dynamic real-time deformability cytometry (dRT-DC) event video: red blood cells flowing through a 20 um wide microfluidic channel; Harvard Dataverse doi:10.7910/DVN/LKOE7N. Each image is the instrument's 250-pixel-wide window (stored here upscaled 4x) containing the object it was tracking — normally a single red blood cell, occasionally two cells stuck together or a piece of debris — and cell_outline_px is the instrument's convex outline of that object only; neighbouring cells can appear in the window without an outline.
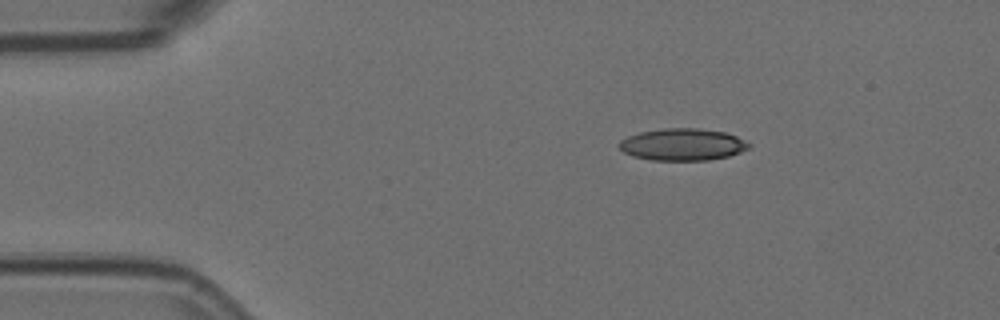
{"species": "Egyptian fruit bat (a non-hibernating species)", "species_latin": "Rousettus aegyptiacus", "temperature_condition": "room temperature", "stored_images_in_passage": 3, "camera_frame_rate_fps": 3000, "um_per_image_px": 0.085, "animal": {"sex": "female"}, "frame": {"image": 1, "passage_image": 1, "time_ms": 0.0, "image_size_px": [1000, 320], "cell_outline_px": [[752, 144], [748, 148], [740, 152], [728, 156], [708, 160], [652, 160], [632, 156], [624, 152], [616, 144], [620, 140], [628, 136], [640, 132], [664, 128], [696, 128], [724, 132], [736, 136]], "centroid_in_image_um": [57.99, 12.28], "position_along_channel_um": 27.0, "area_um2": 24.16}}
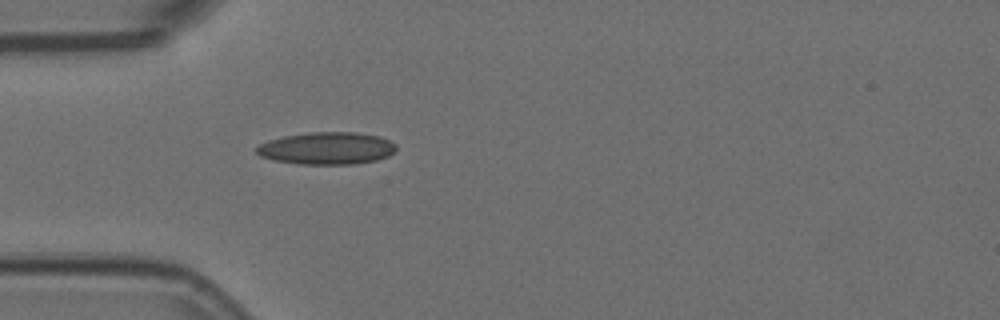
{"frame": {"image": 2, "passage_image": 3, "time_ms": 0.667, "image_size_px": [1000, 320], "cell_outline_px": [[396, 148], [388, 156], [376, 160], [352, 164], [300, 164], [272, 160], [260, 156], [256, 152], [256, 148], [260, 144], [268, 140], [284, 136], [308, 132], [356, 132], [380, 136], [396, 144]], "centroid_in_image_um": [27.76, 12.6], "position_along_channel_um": 57.2, "area_um2": 26.3}}